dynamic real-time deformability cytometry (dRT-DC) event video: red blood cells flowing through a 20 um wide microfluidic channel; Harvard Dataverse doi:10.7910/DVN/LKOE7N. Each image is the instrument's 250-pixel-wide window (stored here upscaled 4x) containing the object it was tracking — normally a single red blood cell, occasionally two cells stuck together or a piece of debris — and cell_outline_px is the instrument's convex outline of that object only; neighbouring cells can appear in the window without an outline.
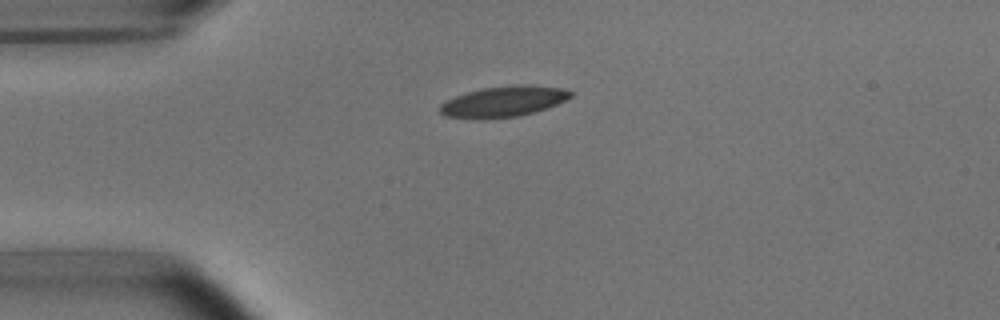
{"species": "common noctule bat (a hibernating species)", "species_latin": "Nyctalus noctula", "temperature_condition": "room temperature", "stored_images_in_passage": 5, "camera_frame_rate_fps": 3000, "um_per_image_px": 0.085, "animal": {"sex": "male", "body_mass_g": 15.6}, "frame": {"image": 1, "passage_image": 1, "time_ms": 0.0, "image_size_px": [1000, 320], "cell_outline_px": [[572, 96], [548, 108], [516, 116], [480, 120], [444, 116], [440, 112], [440, 104], [456, 96], [468, 92], [484, 88], [516, 84], [524, 84], [564, 88], [572, 92]], "centroid_in_image_um": [42.79, 8.63], "position_along_channel_um": 42.2, "area_um2": 23.35}}
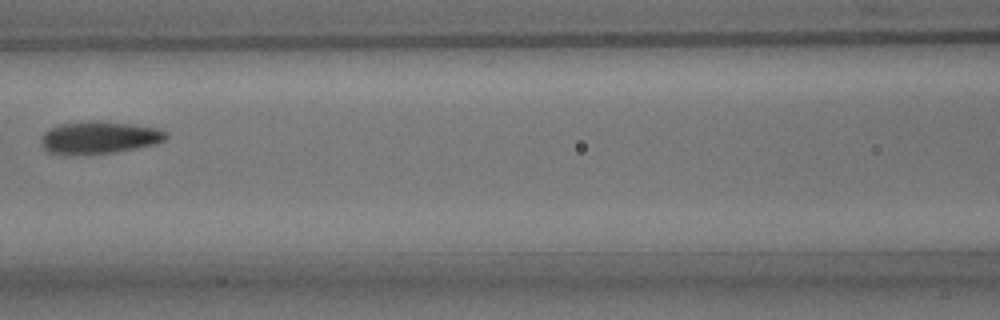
{"frame": {"image": 2, "passage_image": 4, "time_ms": 3.667, "image_size_px": [1000, 320], "cell_outline_px": [[168, 136], [164, 140], [156, 144], [116, 152], [72, 156], [64, 156], [48, 152], [40, 144], [40, 136], [48, 128], [60, 124], [92, 120], [128, 124], [160, 128], [168, 132]], "centroid_in_image_um": [8.37, 11.71], "position_along_channel_um": 158.2, "area_um2": 24.16}}
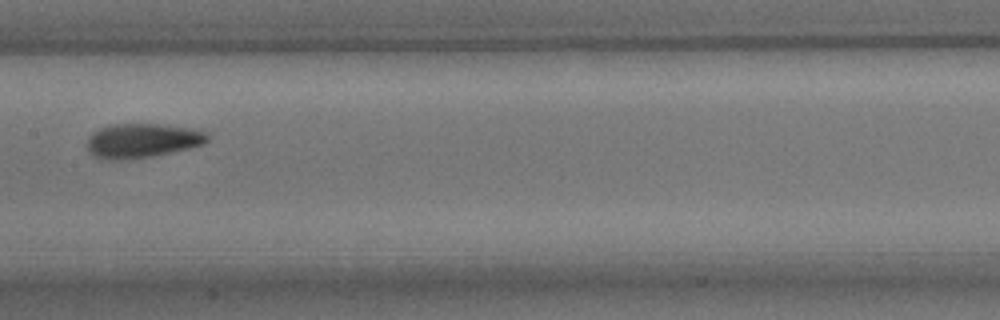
{"frame": {"image": 3, "passage_image": 5, "time_ms": 4.667, "image_size_px": [1000, 320], "cell_outline_px": [[208, 140], [204, 144], [188, 148], [152, 156], [112, 160], [96, 156], [88, 152], [88, 136], [100, 128], [116, 124], [160, 124], [192, 128], [208, 132]], "centroid_in_image_um": [12.12, 11.93], "position_along_channel_um": 195.3, "area_um2": 23.76}}